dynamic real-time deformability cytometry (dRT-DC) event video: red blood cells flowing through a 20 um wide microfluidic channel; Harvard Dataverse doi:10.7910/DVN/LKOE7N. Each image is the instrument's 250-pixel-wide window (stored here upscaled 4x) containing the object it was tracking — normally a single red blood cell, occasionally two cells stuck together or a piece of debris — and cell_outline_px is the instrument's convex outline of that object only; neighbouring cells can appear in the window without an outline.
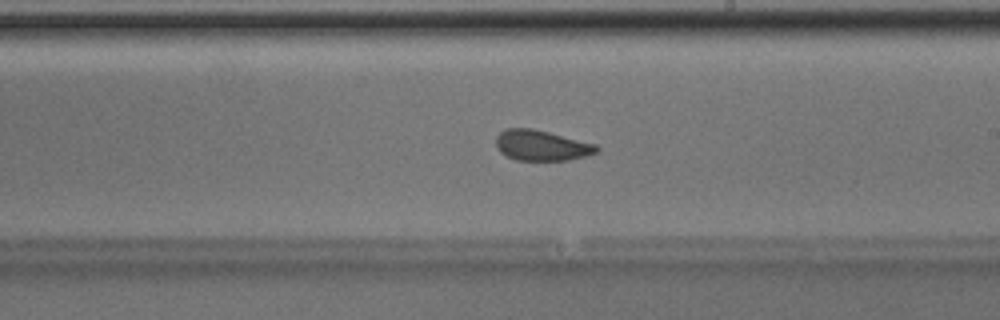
{"species": "Egyptian fruit bat (a non-hibernating species)", "species_latin": "Rousettus aegyptiacus", "temperature_condition": "room temperature", "stored_images_in_passage": 49, "camera_frame_rate_fps": 3000, "um_per_image_px": 0.085, "animal": {"sex": "male"}, "frame": {"image": 1, "passage_image": 28, "time_ms": 9.0, "image_size_px": [1000, 320], "cell_outline_px": [[600, 148], [596, 152], [584, 156], [568, 160], [516, 160], [500, 152], [496, 148], [496, 136], [500, 132], [508, 128], [532, 128], [596, 144]], "centroid_in_image_um": [46.0, 12.36], "position_along_channel_um": 243.0, "area_um2": 17.74}}
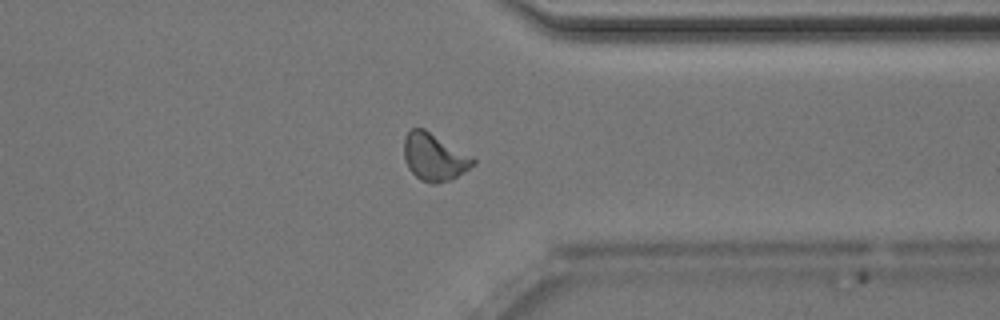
{"frame": {"image": 2, "passage_image": 38, "time_ms": 12.333, "image_size_px": [1000, 320], "cell_outline_px": [[476, 164], [452, 180], [436, 184], [432, 184], [420, 180], [408, 168], [404, 160], [404, 136], [412, 128], [424, 128], [472, 156], [476, 160]], "centroid_in_image_um": [36.91, 13.36], "position_along_channel_um": 374.5, "area_um2": 19.25}}
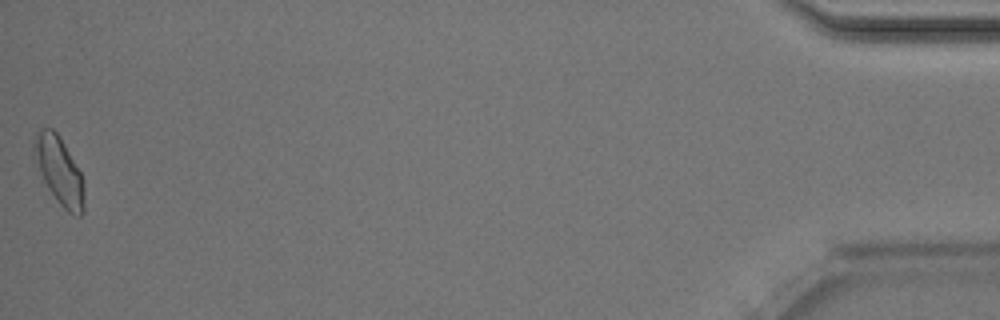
{"frame": {"image": 3, "passage_image": 49, "time_ms": 16.0, "image_size_px": [1000, 320], "cell_outline_px": [[84, 212], [80, 216], [76, 216], [68, 212], [60, 204], [48, 188], [32, 156], [32, 144], [36, 132], [40, 128], [52, 128], [60, 136], [80, 172], [84, 180]], "centroid_in_image_um": [5.02, 14.49], "position_along_channel_um": 430.2, "area_um2": 19.88}, "authors_computed_cell_mechanics": {"area_um2": 18.4382, "velocity_mm_per_s": 4.0176, "shape_relaxation_time_tau1_ms": 3.9365, "shape_relaxation_time_tau2_ms": 1.0117, "deformation_change_tau1": 0.0829, "deformation_change_tau2": 0.0443}}